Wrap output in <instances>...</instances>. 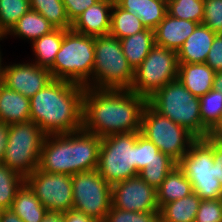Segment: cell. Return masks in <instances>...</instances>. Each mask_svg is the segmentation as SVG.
Instances as JSON below:
<instances>
[{
	"label": "cell",
	"mask_w": 222,
	"mask_h": 222,
	"mask_svg": "<svg viewBox=\"0 0 222 222\" xmlns=\"http://www.w3.org/2000/svg\"><path fill=\"white\" fill-rule=\"evenodd\" d=\"M0 222H24L11 209L0 210Z\"/></svg>",
	"instance_id": "44"
},
{
	"label": "cell",
	"mask_w": 222,
	"mask_h": 222,
	"mask_svg": "<svg viewBox=\"0 0 222 222\" xmlns=\"http://www.w3.org/2000/svg\"><path fill=\"white\" fill-rule=\"evenodd\" d=\"M54 29L55 27L44 16L30 9L6 35L14 34L33 42Z\"/></svg>",
	"instance_id": "26"
},
{
	"label": "cell",
	"mask_w": 222,
	"mask_h": 222,
	"mask_svg": "<svg viewBox=\"0 0 222 222\" xmlns=\"http://www.w3.org/2000/svg\"><path fill=\"white\" fill-rule=\"evenodd\" d=\"M194 222H222V198L201 200Z\"/></svg>",
	"instance_id": "38"
},
{
	"label": "cell",
	"mask_w": 222,
	"mask_h": 222,
	"mask_svg": "<svg viewBox=\"0 0 222 222\" xmlns=\"http://www.w3.org/2000/svg\"><path fill=\"white\" fill-rule=\"evenodd\" d=\"M136 140L137 132L101 138L97 169L110 185L138 175Z\"/></svg>",
	"instance_id": "7"
},
{
	"label": "cell",
	"mask_w": 222,
	"mask_h": 222,
	"mask_svg": "<svg viewBox=\"0 0 222 222\" xmlns=\"http://www.w3.org/2000/svg\"><path fill=\"white\" fill-rule=\"evenodd\" d=\"M122 9L141 19L142 24L154 30L165 18L167 0H114Z\"/></svg>",
	"instance_id": "21"
},
{
	"label": "cell",
	"mask_w": 222,
	"mask_h": 222,
	"mask_svg": "<svg viewBox=\"0 0 222 222\" xmlns=\"http://www.w3.org/2000/svg\"><path fill=\"white\" fill-rule=\"evenodd\" d=\"M199 99L202 126L210 133L222 120V92L211 89Z\"/></svg>",
	"instance_id": "31"
},
{
	"label": "cell",
	"mask_w": 222,
	"mask_h": 222,
	"mask_svg": "<svg viewBox=\"0 0 222 222\" xmlns=\"http://www.w3.org/2000/svg\"><path fill=\"white\" fill-rule=\"evenodd\" d=\"M63 222H97L82 212L71 209L63 213Z\"/></svg>",
	"instance_id": "42"
},
{
	"label": "cell",
	"mask_w": 222,
	"mask_h": 222,
	"mask_svg": "<svg viewBox=\"0 0 222 222\" xmlns=\"http://www.w3.org/2000/svg\"><path fill=\"white\" fill-rule=\"evenodd\" d=\"M215 71L206 63H179L178 80L200 98L213 88Z\"/></svg>",
	"instance_id": "19"
},
{
	"label": "cell",
	"mask_w": 222,
	"mask_h": 222,
	"mask_svg": "<svg viewBox=\"0 0 222 222\" xmlns=\"http://www.w3.org/2000/svg\"><path fill=\"white\" fill-rule=\"evenodd\" d=\"M0 121L8 125L30 121V98L2 85L0 88Z\"/></svg>",
	"instance_id": "20"
},
{
	"label": "cell",
	"mask_w": 222,
	"mask_h": 222,
	"mask_svg": "<svg viewBox=\"0 0 222 222\" xmlns=\"http://www.w3.org/2000/svg\"><path fill=\"white\" fill-rule=\"evenodd\" d=\"M179 61L177 52L154 45L134 70V79L129 90L145 98L178 78Z\"/></svg>",
	"instance_id": "11"
},
{
	"label": "cell",
	"mask_w": 222,
	"mask_h": 222,
	"mask_svg": "<svg viewBox=\"0 0 222 222\" xmlns=\"http://www.w3.org/2000/svg\"><path fill=\"white\" fill-rule=\"evenodd\" d=\"M141 134L177 163L197 140L187 129L158 113L149 103L143 110Z\"/></svg>",
	"instance_id": "10"
},
{
	"label": "cell",
	"mask_w": 222,
	"mask_h": 222,
	"mask_svg": "<svg viewBox=\"0 0 222 222\" xmlns=\"http://www.w3.org/2000/svg\"><path fill=\"white\" fill-rule=\"evenodd\" d=\"M146 27L137 16L120 8L115 2L111 10L110 35L119 40L144 31Z\"/></svg>",
	"instance_id": "28"
},
{
	"label": "cell",
	"mask_w": 222,
	"mask_h": 222,
	"mask_svg": "<svg viewBox=\"0 0 222 222\" xmlns=\"http://www.w3.org/2000/svg\"><path fill=\"white\" fill-rule=\"evenodd\" d=\"M209 136L214 141L222 144V120L212 129Z\"/></svg>",
	"instance_id": "45"
},
{
	"label": "cell",
	"mask_w": 222,
	"mask_h": 222,
	"mask_svg": "<svg viewBox=\"0 0 222 222\" xmlns=\"http://www.w3.org/2000/svg\"><path fill=\"white\" fill-rule=\"evenodd\" d=\"M41 222H63V213L48 212Z\"/></svg>",
	"instance_id": "46"
},
{
	"label": "cell",
	"mask_w": 222,
	"mask_h": 222,
	"mask_svg": "<svg viewBox=\"0 0 222 222\" xmlns=\"http://www.w3.org/2000/svg\"><path fill=\"white\" fill-rule=\"evenodd\" d=\"M30 9L29 0H0V31L5 37Z\"/></svg>",
	"instance_id": "32"
},
{
	"label": "cell",
	"mask_w": 222,
	"mask_h": 222,
	"mask_svg": "<svg viewBox=\"0 0 222 222\" xmlns=\"http://www.w3.org/2000/svg\"><path fill=\"white\" fill-rule=\"evenodd\" d=\"M148 103L161 115L187 129L197 139H204L209 132L202 126L200 99L178 80L158 89Z\"/></svg>",
	"instance_id": "5"
},
{
	"label": "cell",
	"mask_w": 222,
	"mask_h": 222,
	"mask_svg": "<svg viewBox=\"0 0 222 222\" xmlns=\"http://www.w3.org/2000/svg\"><path fill=\"white\" fill-rule=\"evenodd\" d=\"M25 177L0 163V210L10 209L17 191L24 185Z\"/></svg>",
	"instance_id": "30"
},
{
	"label": "cell",
	"mask_w": 222,
	"mask_h": 222,
	"mask_svg": "<svg viewBox=\"0 0 222 222\" xmlns=\"http://www.w3.org/2000/svg\"><path fill=\"white\" fill-rule=\"evenodd\" d=\"M10 209L24 222H41L48 213L26 183L17 191Z\"/></svg>",
	"instance_id": "24"
},
{
	"label": "cell",
	"mask_w": 222,
	"mask_h": 222,
	"mask_svg": "<svg viewBox=\"0 0 222 222\" xmlns=\"http://www.w3.org/2000/svg\"><path fill=\"white\" fill-rule=\"evenodd\" d=\"M67 16L73 23L88 7L94 5L99 0H62Z\"/></svg>",
	"instance_id": "40"
},
{
	"label": "cell",
	"mask_w": 222,
	"mask_h": 222,
	"mask_svg": "<svg viewBox=\"0 0 222 222\" xmlns=\"http://www.w3.org/2000/svg\"><path fill=\"white\" fill-rule=\"evenodd\" d=\"M93 78L88 87L130 89L134 70L123 54L120 40L110 34L94 37Z\"/></svg>",
	"instance_id": "6"
},
{
	"label": "cell",
	"mask_w": 222,
	"mask_h": 222,
	"mask_svg": "<svg viewBox=\"0 0 222 222\" xmlns=\"http://www.w3.org/2000/svg\"><path fill=\"white\" fill-rule=\"evenodd\" d=\"M178 166L201 200L222 198V185L214 177L213 139L210 136L197 139L178 162Z\"/></svg>",
	"instance_id": "8"
},
{
	"label": "cell",
	"mask_w": 222,
	"mask_h": 222,
	"mask_svg": "<svg viewBox=\"0 0 222 222\" xmlns=\"http://www.w3.org/2000/svg\"><path fill=\"white\" fill-rule=\"evenodd\" d=\"M213 160L215 178L218 179L222 185V144L213 140Z\"/></svg>",
	"instance_id": "41"
},
{
	"label": "cell",
	"mask_w": 222,
	"mask_h": 222,
	"mask_svg": "<svg viewBox=\"0 0 222 222\" xmlns=\"http://www.w3.org/2000/svg\"><path fill=\"white\" fill-rule=\"evenodd\" d=\"M25 183L48 212L64 213L73 209L71 176L47 173L37 168L32 174L25 177Z\"/></svg>",
	"instance_id": "13"
},
{
	"label": "cell",
	"mask_w": 222,
	"mask_h": 222,
	"mask_svg": "<svg viewBox=\"0 0 222 222\" xmlns=\"http://www.w3.org/2000/svg\"><path fill=\"white\" fill-rule=\"evenodd\" d=\"M53 80L51 72L36 63L13 64L3 68V85L31 98Z\"/></svg>",
	"instance_id": "15"
},
{
	"label": "cell",
	"mask_w": 222,
	"mask_h": 222,
	"mask_svg": "<svg viewBox=\"0 0 222 222\" xmlns=\"http://www.w3.org/2000/svg\"><path fill=\"white\" fill-rule=\"evenodd\" d=\"M64 29L55 28L50 33L43 35L32 42L36 63L42 68L50 69L53 66L56 54L61 48Z\"/></svg>",
	"instance_id": "27"
},
{
	"label": "cell",
	"mask_w": 222,
	"mask_h": 222,
	"mask_svg": "<svg viewBox=\"0 0 222 222\" xmlns=\"http://www.w3.org/2000/svg\"><path fill=\"white\" fill-rule=\"evenodd\" d=\"M101 137L83 129L46 135L38 168L47 173L74 175L98 168Z\"/></svg>",
	"instance_id": "3"
},
{
	"label": "cell",
	"mask_w": 222,
	"mask_h": 222,
	"mask_svg": "<svg viewBox=\"0 0 222 222\" xmlns=\"http://www.w3.org/2000/svg\"><path fill=\"white\" fill-rule=\"evenodd\" d=\"M205 63L215 72H222V34H216Z\"/></svg>",
	"instance_id": "39"
},
{
	"label": "cell",
	"mask_w": 222,
	"mask_h": 222,
	"mask_svg": "<svg viewBox=\"0 0 222 222\" xmlns=\"http://www.w3.org/2000/svg\"><path fill=\"white\" fill-rule=\"evenodd\" d=\"M159 208L193 193L192 185L183 170L177 165L165 177L156 189Z\"/></svg>",
	"instance_id": "22"
},
{
	"label": "cell",
	"mask_w": 222,
	"mask_h": 222,
	"mask_svg": "<svg viewBox=\"0 0 222 222\" xmlns=\"http://www.w3.org/2000/svg\"><path fill=\"white\" fill-rule=\"evenodd\" d=\"M2 57H1V52H0V82H3V66H2Z\"/></svg>",
	"instance_id": "48"
},
{
	"label": "cell",
	"mask_w": 222,
	"mask_h": 222,
	"mask_svg": "<svg viewBox=\"0 0 222 222\" xmlns=\"http://www.w3.org/2000/svg\"><path fill=\"white\" fill-rule=\"evenodd\" d=\"M30 8L44 16L55 28L71 29L62 0H29Z\"/></svg>",
	"instance_id": "29"
},
{
	"label": "cell",
	"mask_w": 222,
	"mask_h": 222,
	"mask_svg": "<svg viewBox=\"0 0 222 222\" xmlns=\"http://www.w3.org/2000/svg\"><path fill=\"white\" fill-rule=\"evenodd\" d=\"M148 99L129 89L86 87L83 94L82 129L99 137L141 132Z\"/></svg>",
	"instance_id": "1"
},
{
	"label": "cell",
	"mask_w": 222,
	"mask_h": 222,
	"mask_svg": "<svg viewBox=\"0 0 222 222\" xmlns=\"http://www.w3.org/2000/svg\"><path fill=\"white\" fill-rule=\"evenodd\" d=\"M120 43L128 64L135 70L155 45L154 30L146 28L144 31L120 39Z\"/></svg>",
	"instance_id": "23"
},
{
	"label": "cell",
	"mask_w": 222,
	"mask_h": 222,
	"mask_svg": "<svg viewBox=\"0 0 222 222\" xmlns=\"http://www.w3.org/2000/svg\"><path fill=\"white\" fill-rule=\"evenodd\" d=\"M94 37L65 30L62 45L49 69L53 79L88 87L93 78Z\"/></svg>",
	"instance_id": "4"
},
{
	"label": "cell",
	"mask_w": 222,
	"mask_h": 222,
	"mask_svg": "<svg viewBox=\"0 0 222 222\" xmlns=\"http://www.w3.org/2000/svg\"><path fill=\"white\" fill-rule=\"evenodd\" d=\"M201 199L194 192L164 204L160 208L162 222H194Z\"/></svg>",
	"instance_id": "25"
},
{
	"label": "cell",
	"mask_w": 222,
	"mask_h": 222,
	"mask_svg": "<svg viewBox=\"0 0 222 222\" xmlns=\"http://www.w3.org/2000/svg\"><path fill=\"white\" fill-rule=\"evenodd\" d=\"M169 15L202 24L204 0H167Z\"/></svg>",
	"instance_id": "33"
},
{
	"label": "cell",
	"mask_w": 222,
	"mask_h": 222,
	"mask_svg": "<svg viewBox=\"0 0 222 222\" xmlns=\"http://www.w3.org/2000/svg\"><path fill=\"white\" fill-rule=\"evenodd\" d=\"M3 37H5V35L0 31V40H2Z\"/></svg>",
	"instance_id": "49"
},
{
	"label": "cell",
	"mask_w": 222,
	"mask_h": 222,
	"mask_svg": "<svg viewBox=\"0 0 222 222\" xmlns=\"http://www.w3.org/2000/svg\"><path fill=\"white\" fill-rule=\"evenodd\" d=\"M212 89L222 92V72H215Z\"/></svg>",
	"instance_id": "47"
},
{
	"label": "cell",
	"mask_w": 222,
	"mask_h": 222,
	"mask_svg": "<svg viewBox=\"0 0 222 222\" xmlns=\"http://www.w3.org/2000/svg\"><path fill=\"white\" fill-rule=\"evenodd\" d=\"M177 165L176 161H153L147 164L138 175L150 186L157 189L168 173Z\"/></svg>",
	"instance_id": "36"
},
{
	"label": "cell",
	"mask_w": 222,
	"mask_h": 222,
	"mask_svg": "<svg viewBox=\"0 0 222 222\" xmlns=\"http://www.w3.org/2000/svg\"><path fill=\"white\" fill-rule=\"evenodd\" d=\"M103 222H162V220L160 211H125L112 205Z\"/></svg>",
	"instance_id": "35"
},
{
	"label": "cell",
	"mask_w": 222,
	"mask_h": 222,
	"mask_svg": "<svg viewBox=\"0 0 222 222\" xmlns=\"http://www.w3.org/2000/svg\"><path fill=\"white\" fill-rule=\"evenodd\" d=\"M215 36L210 28L199 24L177 51L179 63H205Z\"/></svg>",
	"instance_id": "18"
},
{
	"label": "cell",
	"mask_w": 222,
	"mask_h": 222,
	"mask_svg": "<svg viewBox=\"0 0 222 222\" xmlns=\"http://www.w3.org/2000/svg\"><path fill=\"white\" fill-rule=\"evenodd\" d=\"M112 205L125 211H160L156 189L139 175L112 185Z\"/></svg>",
	"instance_id": "14"
},
{
	"label": "cell",
	"mask_w": 222,
	"mask_h": 222,
	"mask_svg": "<svg viewBox=\"0 0 222 222\" xmlns=\"http://www.w3.org/2000/svg\"><path fill=\"white\" fill-rule=\"evenodd\" d=\"M85 89L84 85L53 79L30 98V121L46 135L81 130Z\"/></svg>",
	"instance_id": "2"
},
{
	"label": "cell",
	"mask_w": 222,
	"mask_h": 222,
	"mask_svg": "<svg viewBox=\"0 0 222 222\" xmlns=\"http://www.w3.org/2000/svg\"><path fill=\"white\" fill-rule=\"evenodd\" d=\"M199 23L175 18L168 13L154 29L155 44L177 52Z\"/></svg>",
	"instance_id": "17"
},
{
	"label": "cell",
	"mask_w": 222,
	"mask_h": 222,
	"mask_svg": "<svg viewBox=\"0 0 222 222\" xmlns=\"http://www.w3.org/2000/svg\"><path fill=\"white\" fill-rule=\"evenodd\" d=\"M137 173L153 161H175L170 156L163 154L159 148L149 141L141 132H137L136 140Z\"/></svg>",
	"instance_id": "34"
},
{
	"label": "cell",
	"mask_w": 222,
	"mask_h": 222,
	"mask_svg": "<svg viewBox=\"0 0 222 222\" xmlns=\"http://www.w3.org/2000/svg\"><path fill=\"white\" fill-rule=\"evenodd\" d=\"M202 24L215 34H222V0H204Z\"/></svg>",
	"instance_id": "37"
},
{
	"label": "cell",
	"mask_w": 222,
	"mask_h": 222,
	"mask_svg": "<svg viewBox=\"0 0 222 222\" xmlns=\"http://www.w3.org/2000/svg\"><path fill=\"white\" fill-rule=\"evenodd\" d=\"M114 0H99L88 7L73 23L72 29L78 33L99 37L110 33L111 12ZM110 12V13H108Z\"/></svg>",
	"instance_id": "16"
},
{
	"label": "cell",
	"mask_w": 222,
	"mask_h": 222,
	"mask_svg": "<svg viewBox=\"0 0 222 222\" xmlns=\"http://www.w3.org/2000/svg\"><path fill=\"white\" fill-rule=\"evenodd\" d=\"M73 209L84 213L97 222H103L112 206V185L98 169L71 175Z\"/></svg>",
	"instance_id": "12"
},
{
	"label": "cell",
	"mask_w": 222,
	"mask_h": 222,
	"mask_svg": "<svg viewBox=\"0 0 222 222\" xmlns=\"http://www.w3.org/2000/svg\"><path fill=\"white\" fill-rule=\"evenodd\" d=\"M9 125L0 121V163L5 155V150L8 142Z\"/></svg>",
	"instance_id": "43"
},
{
	"label": "cell",
	"mask_w": 222,
	"mask_h": 222,
	"mask_svg": "<svg viewBox=\"0 0 222 222\" xmlns=\"http://www.w3.org/2000/svg\"><path fill=\"white\" fill-rule=\"evenodd\" d=\"M45 136L33 121L9 125L8 142L2 163L24 177L32 174L39 166Z\"/></svg>",
	"instance_id": "9"
}]
</instances>
